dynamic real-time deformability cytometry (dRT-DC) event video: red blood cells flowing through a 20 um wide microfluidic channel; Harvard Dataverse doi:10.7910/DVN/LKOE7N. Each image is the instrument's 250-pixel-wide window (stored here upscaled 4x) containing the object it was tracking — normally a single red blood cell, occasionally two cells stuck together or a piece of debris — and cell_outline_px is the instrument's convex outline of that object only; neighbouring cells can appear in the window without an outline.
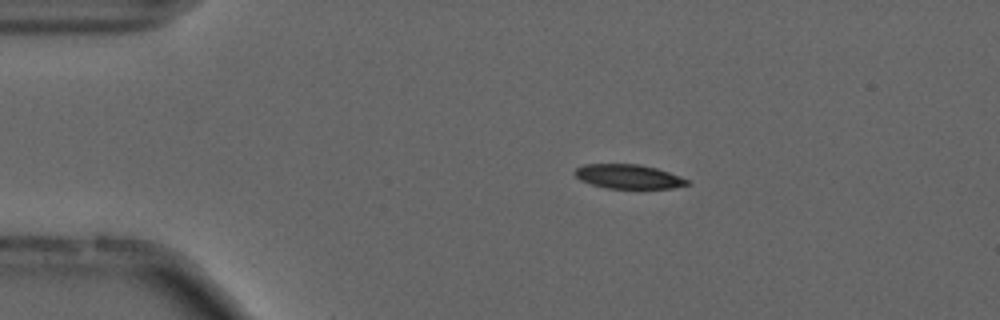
{"species": "common noctule bat (a hibernating species)", "species_latin": "Nyctalus noctula", "temperature_condition": "cold", "stored_images_in_passage": 12, "camera_frame_rate_fps": 3000, "um_per_image_px": 0.085, "animal": {"sex": "male", "forearm_length_mm": 52.5}, "frame": {"image": 1, "passage_image": 1, "time_ms": 0.0, "image_size_px": [1000, 320], "cell_outline_px": [[692, 184], [672, 188], [608, 188], [592, 184], [580, 180], [572, 172], [576, 168], [584, 164], [640, 164], [656, 168], [680, 176], [688, 180]], "centroid_in_image_um": [53.41, 15.0], "position_along_channel_um": 31.6, "area_um2": 15.84}}